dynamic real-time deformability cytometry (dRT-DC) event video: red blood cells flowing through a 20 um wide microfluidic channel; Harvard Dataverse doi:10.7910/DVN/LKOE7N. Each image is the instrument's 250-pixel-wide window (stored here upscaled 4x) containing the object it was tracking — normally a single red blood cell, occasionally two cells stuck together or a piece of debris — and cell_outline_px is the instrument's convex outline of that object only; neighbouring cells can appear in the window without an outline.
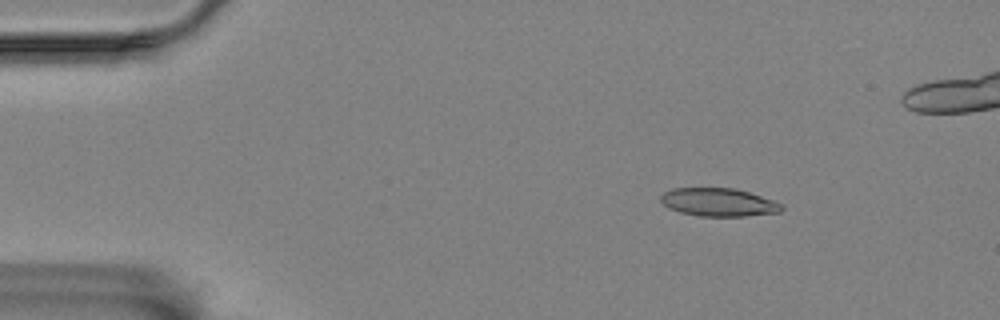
{"species": "Egyptian fruit bat (a non-hibernating species)", "species_latin": "Rousettus aegyptiacus", "temperature_condition": "room temperature", "stored_images_in_passage": 16, "camera_frame_rate_fps": 3000, "um_per_image_px": 0.085, "animal": {"sex": "female"}, "frame": {"image": 1, "passage_image": 7, "time_ms": 2.0, "image_size_px": [1000, 320], "cell_outline_px": [[784, 208], [780, 212], [744, 216], [700, 216], [680, 212], [668, 208], [660, 200], [660, 196], [664, 192], [672, 188], [736, 188], [772, 200], [780, 204]], "centroid_in_image_um": [61.04, 17.19], "position_along_channel_um": 24.0, "area_um2": 19.71}}
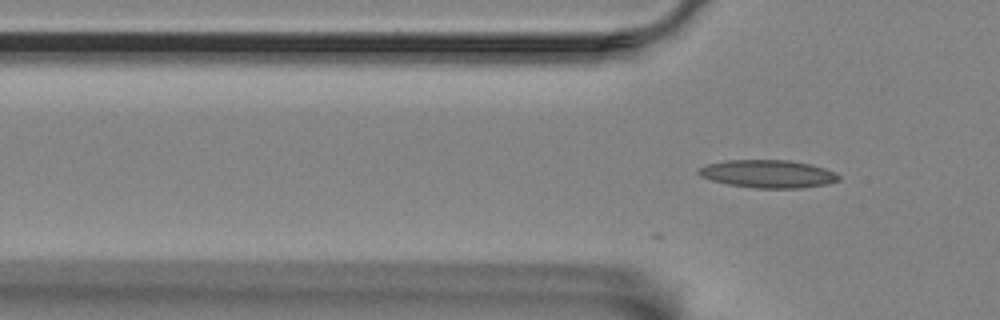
{"frame": {"image": 2, "passage_image": 16, "time_ms": 5.0, "image_size_px": [1000, 320], "cell_outline_px": [[840, 180], [828, 184], [800, 188], [756, 188], [728, 184], [712, 180], [700, 176], [696, 172], [700, 168], [708, 164], [728, 160], [788, 160], [812, 164], [836, 172], [840, 176]], "centroid_in_image_um": [65.32, 14.78], "position_along_channel_um": 60.5, "area_um2": 22.77}}